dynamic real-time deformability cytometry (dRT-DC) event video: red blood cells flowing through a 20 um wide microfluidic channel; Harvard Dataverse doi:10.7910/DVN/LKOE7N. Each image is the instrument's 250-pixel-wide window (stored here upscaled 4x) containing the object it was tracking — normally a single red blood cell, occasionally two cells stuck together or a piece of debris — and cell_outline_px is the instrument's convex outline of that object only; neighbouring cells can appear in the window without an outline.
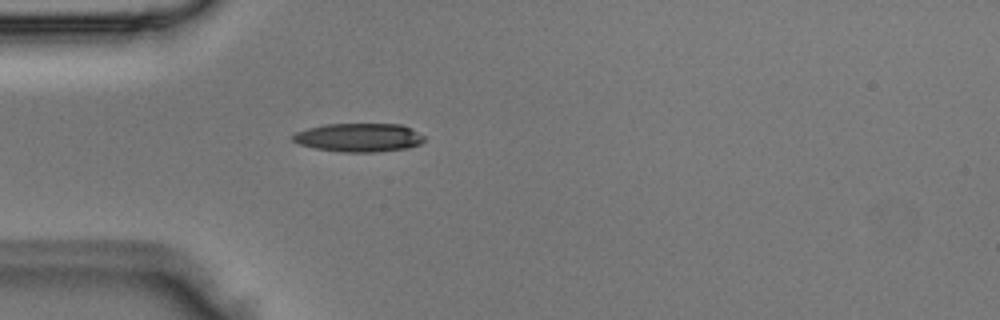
{"species": "Egyptian fruit bat (a non-hibernating species)", "species_latin": "Rousettus aegyptiacus", "temperature_condition": "room temperature", "stored_images_in_passage": 1, "camera_frame_rate_fps": 3000, "um_per_image_px": 0.085, "animal": {"sex": "male"}, "frame": {"image": 1, "passage_image": 1, "time_ms": 0.0, "image_size_px": [1000, 320], "cell_outline_px": [[424, 140], [420, 144], [408, 148], [376, 152], [340, 152], [316, 148], [300, 144], [292, 140], [288, 136], [296, 132], [308, 128], [324, 124], [400, 124], [424, 136]], "centroid_in_image_um": [30.46, 11.69], "position_along_channel_um": 54.5, "area_um2": 21.85}}